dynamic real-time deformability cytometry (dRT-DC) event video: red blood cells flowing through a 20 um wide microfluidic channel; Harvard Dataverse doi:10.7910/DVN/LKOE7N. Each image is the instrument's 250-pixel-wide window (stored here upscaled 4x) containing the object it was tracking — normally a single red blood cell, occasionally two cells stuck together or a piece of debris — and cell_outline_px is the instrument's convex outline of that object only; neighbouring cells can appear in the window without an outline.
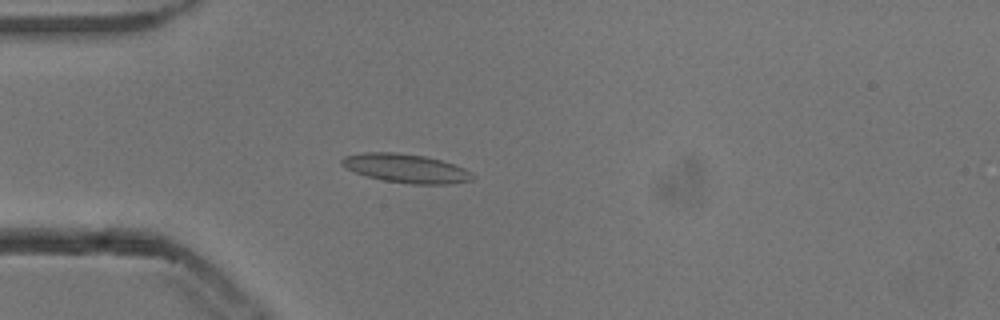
{"species": "common noctule bat (a hibernating species)", "species_latin": "Nyctalus noctula", "temperature_condition": "cold", "stored_images_in_passage": 40, "camera_frame_rate_fps": 3000, "um_per_image_px": 0.085, "animal": {"sex": "male", "body_mass_g": 13.3}, "frame": {"image": 1, "passage_image": 1, "time_ms": 0.0, "image_size_px": [1000, 320], "cell_outline_px": [[476, 176], [472, 180], [452, 184], [412, 184], [384, 180], [368, 176], [344, 168], [340, 164], [340, 160], [344, 156], [364, 152], [396, 152], [424, 156], [440, 160], [464, 168], [472, 172]], "centroid_in_image_um": [34.51, 14.31], "position_along_channel_um": 50.5, "area_um2": 21.96}}
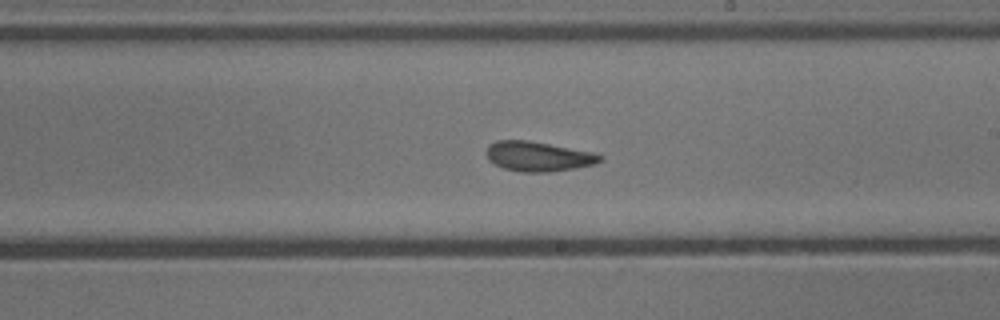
{"frame": {"image": 2, "passage_image": 17, "time_ms": 5.333, "image_size_px": [1000, 320], "cell_outline_px": [[604, 160], [596, 164], [576, 168], [552, 172], [520, 172], [504, 168], [488, 160], [484, 152], [488, 144], [496, 140], [528, 140], [592, 152], [604, 156]], "centroid_in_image_um": [45.74, 13.29], "position_along_channel_um": 243.3, "area_um2": 20.0}}
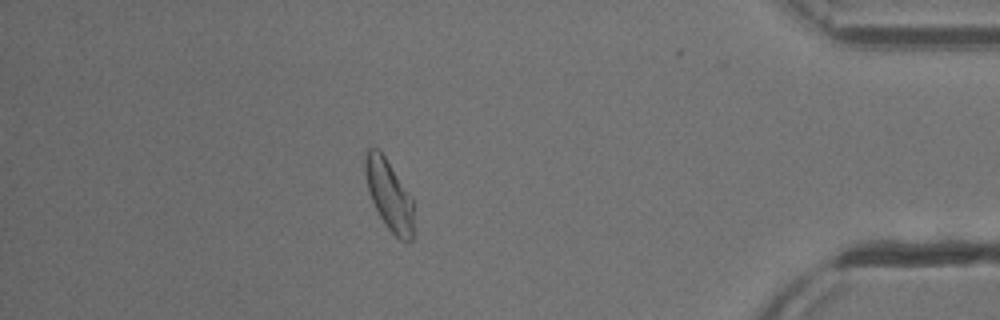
{"frame": {"image": 3, "passage_image": 33, "time_ms": 10.667, "image_size_px": [1000, 320], "cell_outline_px": [[412, 240], [400, 240], [388, 228], [380, 216], [368, 192], [364, 172], [364, 156], [368, 148], [376, 148], [384, 156], [412, 196]], "centroid_in_image_um": [33.04, 16.53], "position_along_channel_um": 402.2, "area_um2": 19.54}, "authors_computed_cell_mechanics": {"area_um2": 19.5942, "velocity_mm_per_s": 3.8105, "shape_relaxation_time_tau1_ms": 6.4935, "shape_relaxation_time_tau2_ms": 3.0546, "deformation_change_tau1": 0.1546, "deformation_change_tau2": 0.1003}}